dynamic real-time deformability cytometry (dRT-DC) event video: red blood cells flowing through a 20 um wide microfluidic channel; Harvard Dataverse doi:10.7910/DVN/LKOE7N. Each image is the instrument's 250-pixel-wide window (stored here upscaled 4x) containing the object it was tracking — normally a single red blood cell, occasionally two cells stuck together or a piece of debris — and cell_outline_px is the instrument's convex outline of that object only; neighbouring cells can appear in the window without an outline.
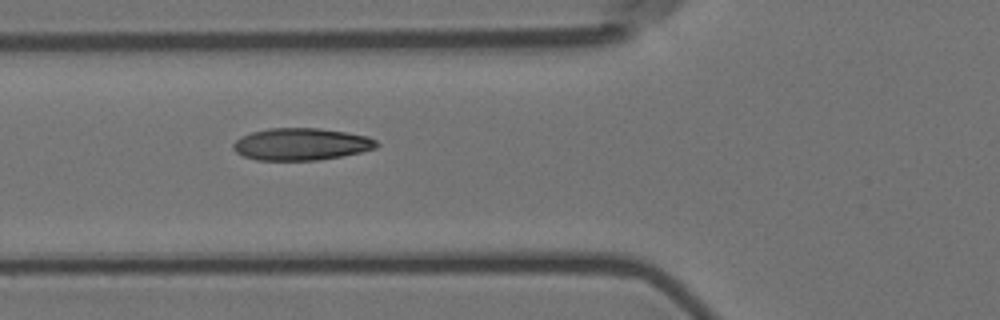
{"species": "Egyptian fruit bat (a non-hibernating species)", "species_latin": "Rousettus aegyptiacus", "temperature_condition": "room temperature", "stored_images_in_passage": 6, "camera_frame_rate_fps": 3000, "um_per_image_px": 0.085, "animal": {"sex": "female"}, "frame": {"image": 1, "passage_image": 6, "time_ms": 1.667, "image_size_px": [1000, 320], "cell_outline_px": [[380, 144], [376, 148], [360, 152], [340, 156], [316, 160], [256, 160], [244, 156], [236, 152], [232, 148], [232, 144], [236, 140], [252, 132], [268, 128], [316, 128], [344, 132], [368, 136], [376, 140]], "centroid_in_image_um": [25.6, 12.25], "position_along_channel_um": 100.2, "area_um2": 26.65}}